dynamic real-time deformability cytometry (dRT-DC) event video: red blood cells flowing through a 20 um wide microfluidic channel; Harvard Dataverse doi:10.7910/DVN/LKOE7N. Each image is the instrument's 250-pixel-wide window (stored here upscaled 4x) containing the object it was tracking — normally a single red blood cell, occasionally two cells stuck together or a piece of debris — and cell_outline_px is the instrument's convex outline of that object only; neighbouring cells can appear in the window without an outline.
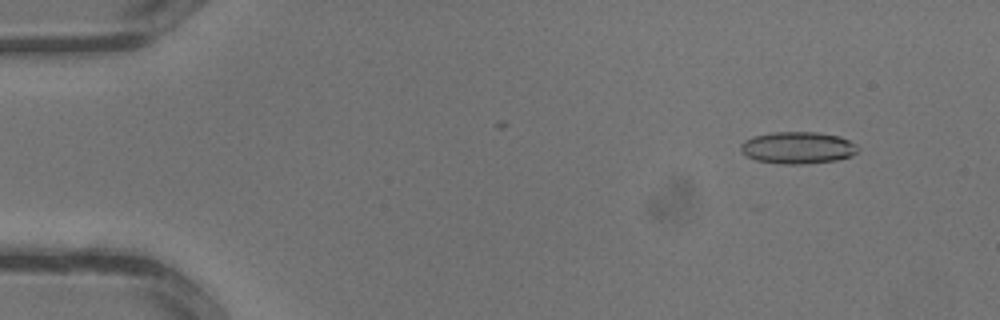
{"species": "common noctule bat (a hibernating species)", "species_latin": "Nyctalus noctula", "temperature_condition": "warm", "stored_images_in_passage": 15, "camera_frame_rate_fps": 3000, "um_per_image_px": 0.085, "animal": {"sex": "male", "body_mass_g": 13.3}, "frame": {"image": 1, "passage_image": 4, "time_ms": 1.0, "image_size_px": [1000, 320], "cell_outline_px": [[860, 148], [852, 156], [836, 160], [804, 164], [784, 164], [756, 160], [740, 152], [740, 144], [744, 140], [752, 136], [772, 132], [816, 132], [840, 136], [856, 144]], "centroid_in_image_um": [67.8, 12.55], "position_along_channel_um": 17.2, "area_um2": 21.96}}
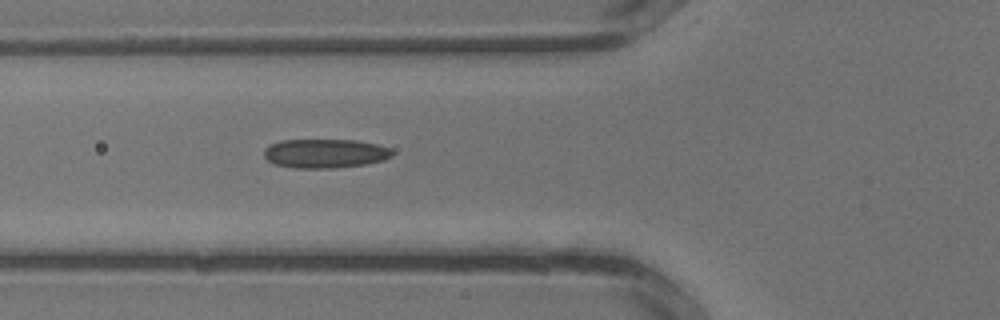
{"frame": {"image": 2, "passage_image": 13, "time_ms": 4.0, "image_size_px": [1000, 320], "cell_outline_px": [[392, 156], [384, 160], [368, 164], [332, 168], [296, 168], [272, 164], [264, 156], [264, 148], [280, 140], [356, 140], [376, 144], [388, 148], [392, 152]], "centroid_in_image_um": [27.61, 13.05], "position_along_channel_um": 98.2, "area_um2": 21.73}}
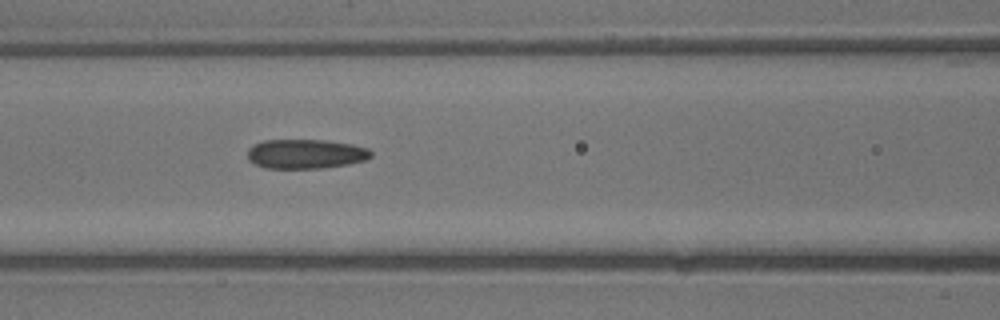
{"frame": {"image": 3, "passage_image": 15, "time_ms": 4.667, "image_size_px": [1000, 320], "cell_outline_px": [[372, 156], [364, 160], [348, 164], [324, 168], [264, 168], [248, 160], [248, 148], [252, 144], [264, 140], [324, 140], [352, 144], [368, 148], [372, 152]], "centroid_in_image_um": [25.96, 13.08], "position_along_channel_um": 140.6, "area_um2": 21.27}}